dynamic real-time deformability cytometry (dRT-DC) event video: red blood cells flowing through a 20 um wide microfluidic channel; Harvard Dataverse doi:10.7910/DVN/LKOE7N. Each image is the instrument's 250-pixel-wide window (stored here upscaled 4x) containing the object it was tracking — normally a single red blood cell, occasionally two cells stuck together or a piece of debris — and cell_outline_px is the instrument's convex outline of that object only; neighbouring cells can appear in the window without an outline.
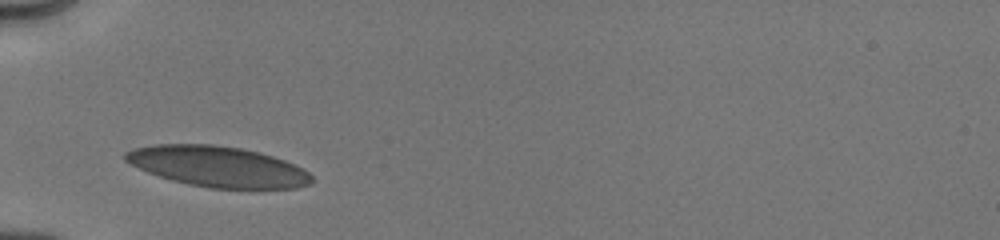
{"species": "human", "species_latin": "Homo sapiens", "temperature_condition": "cold", "stored_images_in_passage": 35, "camera_frame_rate_fps": 3000, "um_per_image_px": 0.085, "donor": {"sex": "male"}, "frame": {"image": 1, "passage_image": 1, "time_ms": 0.0, "image_size_px": [1000, 240], "cell_outline_px": [[312, 184], [296, 188], [212, 188], [188, 184], [172, 180], [148, 172], [124, 160], [124, 152], [132, 148], [152, 144], [212, 144], [240, 148], [260, 152], [296, 164], [304, 168], [312, 176]], "centroid_in_image_um": [18.52, 14.15], "position_along_channel_um": 66.5, "area_um2": 44.16}}
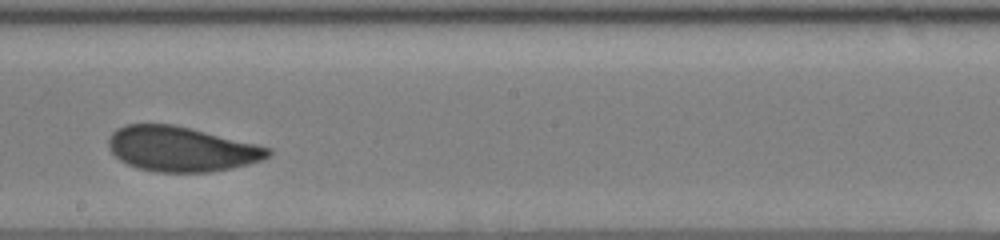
{"frame": {"image": 2, "passage_image": 21, "time_ms": 4.333, "image_size_px": [1000, 240], "cell_outline_px": [[272, 152], [268, 156], [260, 160], [248, 164], [232, 168], [208, 172], [156, 172], [136, 168], [120, 160], [108, 148], [108, 136], [116, 128], [124, 124], [176, 124], [272, 148]], "centroid_in_image_um": [15.37, 12.65], "position_along_channel_um": 232.8, "area_um2": 41.96}}
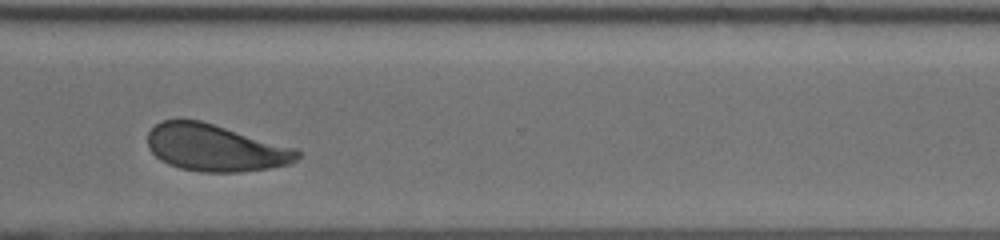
{"frame": {"image": 3, "passage_image": 34, "time_ms": 7.333, "image_size_px": [1000, 240], "cell_outline_px": [[300, 156], [296, 160], [288, 164], [268, 168], [240, 172], [200, 172], [180, 168], [168, 164], [160, 160], [148, 148], [148, 132], [160, 120], [200, 120], [296, 148], [300, 152]], "centroid_in_image_um": [18.28, 12.57], "position_along_channel_um": 352.3, "area_um2": 40.81}}